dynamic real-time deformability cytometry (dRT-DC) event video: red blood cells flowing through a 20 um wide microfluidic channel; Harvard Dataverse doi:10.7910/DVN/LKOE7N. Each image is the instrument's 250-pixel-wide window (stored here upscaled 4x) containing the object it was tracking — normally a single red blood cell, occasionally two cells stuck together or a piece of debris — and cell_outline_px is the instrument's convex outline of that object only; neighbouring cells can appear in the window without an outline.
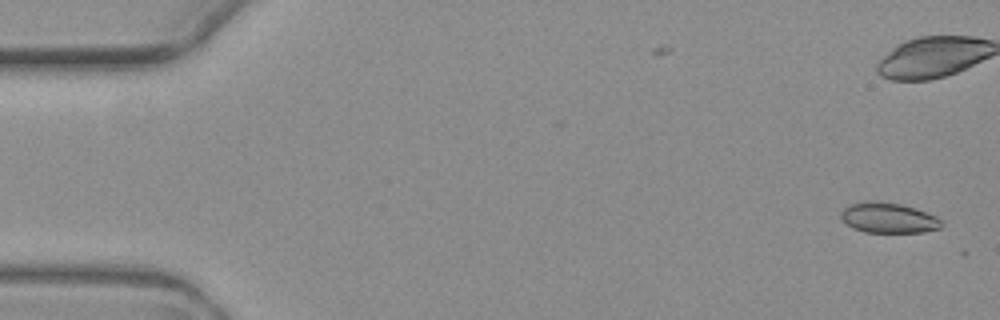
{"species": "common noctule bat (a hibernating species)", "species_latin": "Nyctalus noctula", "temperature_condition": "warm", "stored_images_in_passage": 5, "camera_frame_rate_fps": 3000, "um_per_image_px": 0.085, "animal": {"sex": "female", "body_mass_g": 19.3, "forearm_length_mm": 54.1}, "frame": {"image": 1, "passage_image": 1, "time_ms": 0.0, "image_size_px": [1000, 320], "cell_outline_px": [[944, 224], [940, 228], [924, 232], [864, 232], [852, 228], [840, 216], [840, 212], [844, 208], [852, 204], [868, 200], [872, 200], [900, 204], [936, 216]], "centroid_in_image_um": [75.5, 18.52], "position_along_channel_um": 9.5, "area_um2": 17.57}}